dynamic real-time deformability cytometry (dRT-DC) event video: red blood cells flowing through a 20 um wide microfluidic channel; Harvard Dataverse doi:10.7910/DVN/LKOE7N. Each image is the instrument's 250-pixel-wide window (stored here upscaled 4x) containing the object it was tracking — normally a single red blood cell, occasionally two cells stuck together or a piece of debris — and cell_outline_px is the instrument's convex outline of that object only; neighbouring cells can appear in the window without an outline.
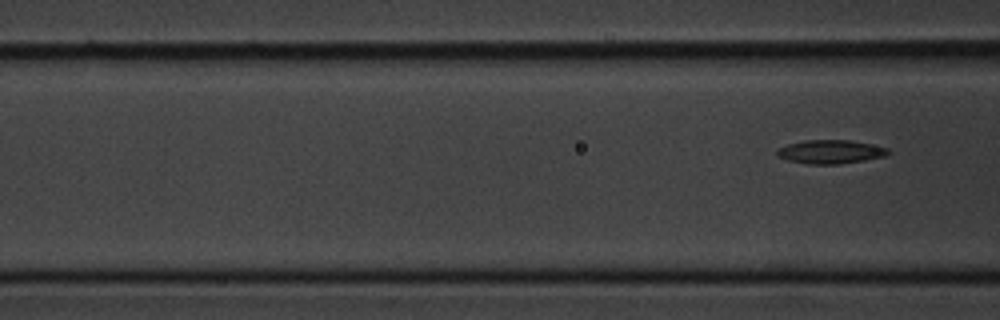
{"species": "common noctule bat (a hibernating species)", "species_latin": "Nyctalus noctula", "temperature_condition": "cold", "stored_images_in_passage": 8, "camera_frame_rate_fps": 3000, "um_per_image_px": 0.085, "animal": {"sex": "male", "body_mass_g": 20.1, "forearm_length_mm": 53.5}, "frame": {"image": 1, "passage_image": 8, "time_ms": 9.0, "image_size_px": [1000, 320], "cell_outline_px": [[892, 152], [884, 156], [864, 160], [840, 164], [808, 164], [788, 160], [776, 156], [776, 148], [788, 144], [804, 140], [848, 140], [888, 148]], "centroid_in_image_um": [70.54, 12.9], "position_along_channel_um": 96.1, "area_um2": 15.32}}